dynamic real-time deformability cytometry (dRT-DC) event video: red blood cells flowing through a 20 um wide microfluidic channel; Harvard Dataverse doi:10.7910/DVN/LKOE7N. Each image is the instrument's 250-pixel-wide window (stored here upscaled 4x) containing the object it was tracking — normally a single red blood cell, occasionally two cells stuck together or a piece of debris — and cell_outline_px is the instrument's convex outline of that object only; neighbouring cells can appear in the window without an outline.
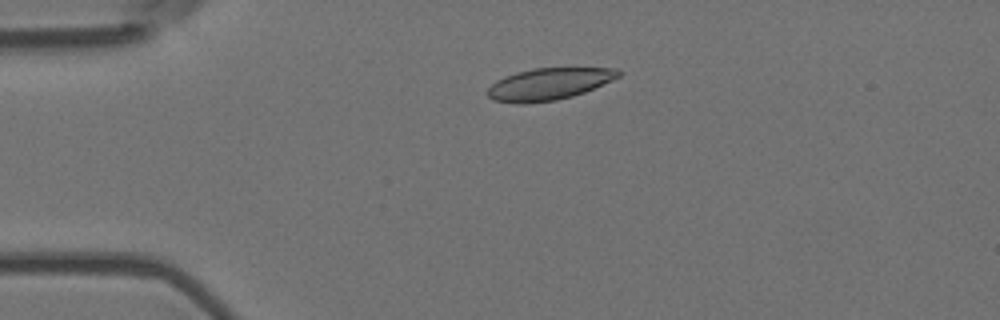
{"species": "Egyptian fruit bat (a non-hibernating species)", "species_latin": "Rousettus aegyptiacus", "temperature_condition": "room temperature", "stored_images_in_passage": 5, "camera_frame_rate_fps": 3000, "um_per_image_px": 0.085, "animal": {"sex": "female"}, "frame": {"image": 1, "passage_image": 4, "time_ms": 1.0, "image_size_px": [1000, 320], "cell_outline_px": [[620, 76], [612, 80], [584, 92], [572, 96], [556, 100], [524, 104], [516, 104], [492, 100], [484, 92], [496, 80], [504, 76], [516, 72], [532, 68], [616, 68], [620, 72]], "centroid_in_image_um": [46.58, 7.15], "position_along_channel_um": 38.4, "area_um2": 24.45}}